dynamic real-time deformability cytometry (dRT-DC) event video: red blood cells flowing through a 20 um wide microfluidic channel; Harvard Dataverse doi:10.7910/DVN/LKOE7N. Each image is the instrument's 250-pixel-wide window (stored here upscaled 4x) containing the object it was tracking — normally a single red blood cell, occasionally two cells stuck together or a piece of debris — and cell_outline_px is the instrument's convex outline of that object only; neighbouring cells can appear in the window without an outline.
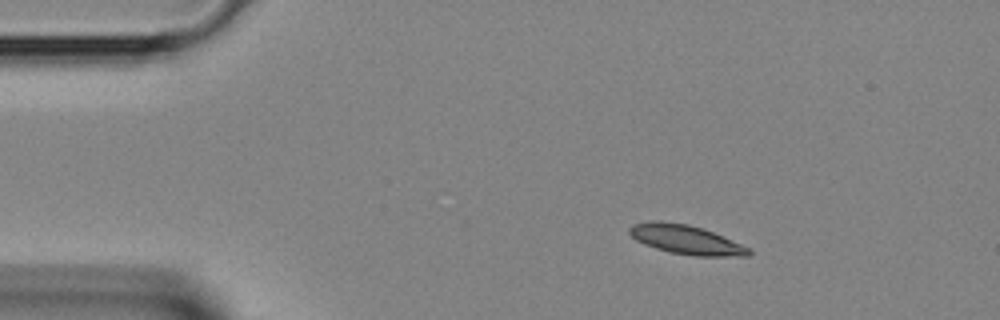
{"species": "Egyptian fruit bat (a non-hibernating species)", "species_latin": "Rousettus aegyptiacus", "temperature_condition": "room temperature", "stored_images_in_passage": 3, "segment_of_instrument_passage": [1, 2], "camera_frame_rate_fps": 3000, "um_per_image_px": 0.085, "animal": {"sex": "female"}, "frame": {"image": 1, "passage_image": 1, "time_ms": 0.0, "image_size_px": [1000, 320], "cell_outline_px": [[752, 252], [748, 256], [696, 256], [672, 252], [656, 248], [644, 244], [636, 240], [628, 232], [628, 228], [632, 224], [648, 220], [660, 220], [688, 224], [712, 232], [752, 248]], "centroid_in_image_um": [58.29, 20.35], "position_along_channel_um": 26.7, "area_um2": 20.35}}